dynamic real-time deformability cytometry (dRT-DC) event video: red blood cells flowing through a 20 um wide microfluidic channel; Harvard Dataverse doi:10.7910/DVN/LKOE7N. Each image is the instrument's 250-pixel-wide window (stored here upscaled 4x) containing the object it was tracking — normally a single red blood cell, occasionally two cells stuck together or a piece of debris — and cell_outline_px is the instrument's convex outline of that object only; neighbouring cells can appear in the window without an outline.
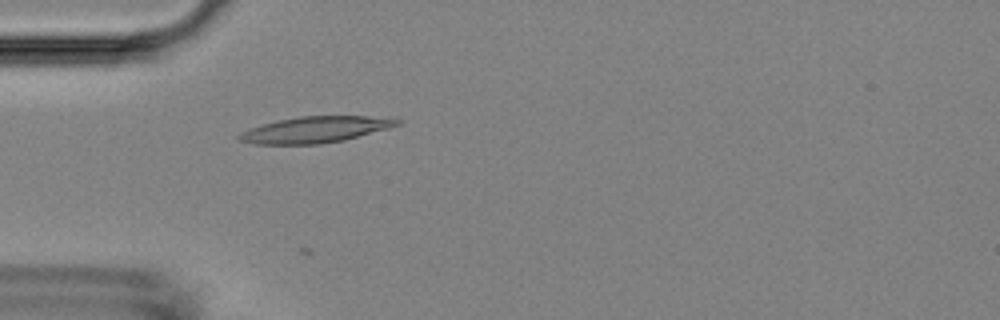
{"species": "Egyptian fruit bat (a non-hibernating species)", "species_latin": "Rousettus aegyptiacus", "temperature_condition": "room temperature", "stored_images_in_passage": 21, "camera_frame_rate_fps": 3000, "um_per_image_px": 0.085, "animal": {"sex": "female"}, "frame": {"image": 1, "passage_image": 2, "time_ms": 0.333, "image_size_px": [1000, 320], "cell_outline_px": [[404, 120], [400, 124], [388, 128], [344, 140], [320, 144], [252, 144], [236, 140], [236, 136], [252, 128], [264, 124], [280, 120], [300, 116], [368, 116]], "centroid_in_image_um": [26.79, 11.02], "position_along_channel_um": 58.2, "area_um2": 23.81}}
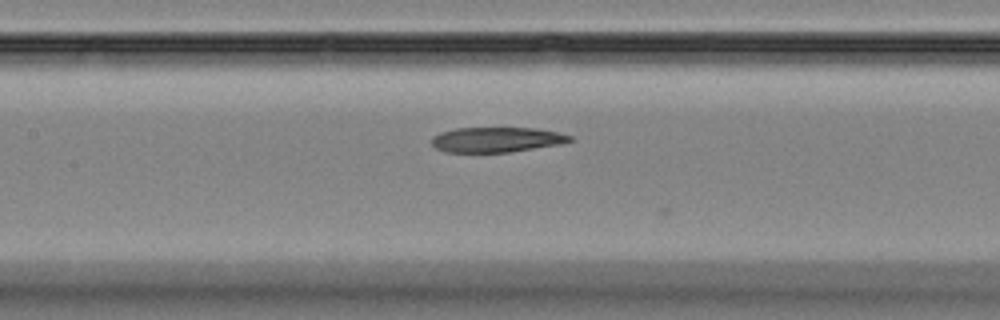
{"frame": {"image": 2, "passage_image": 11, "time_ms": 3.333, "image_size_px": [1000, 320], "cell_outline_px": [[576, 140], [564, 144], [508, 152], [444, 152], [436, 148], [432, 144], [432, 136], [440, 132], [456, 128], [536, 128], [556, 132], [572, 136]], "centroid_in_image_um": [42.24, 11.87], "position_along_channel_um": 165.2, "area_um2": 20.35}}
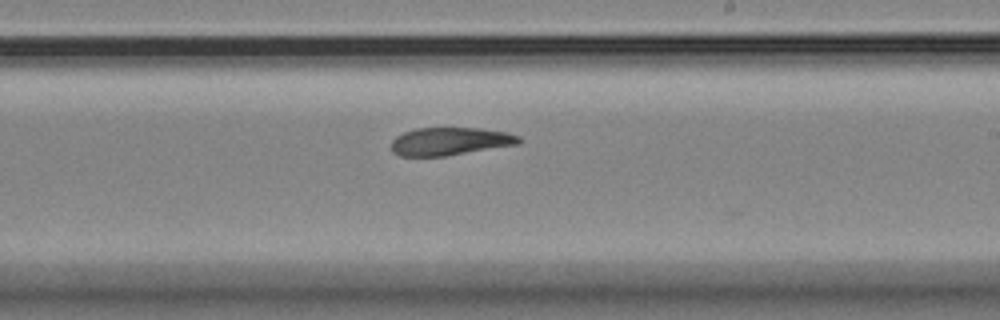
{"frame": {"image": 3, "passage_image": 18, "time_ms": 5.667, "image_size_px": [1000, 320], "cell_outline_px": [[520, 144], [444, 156], [400, 156], [392, 152], [392, 140], [396, 136], [404, 132], [416, 128], [480, 128], [508, 132], [520, 136]], "centroid_in_image_um": [38.26, 12.01], "position_along_channel_um": 250.7, "area_um2": 20.75}}